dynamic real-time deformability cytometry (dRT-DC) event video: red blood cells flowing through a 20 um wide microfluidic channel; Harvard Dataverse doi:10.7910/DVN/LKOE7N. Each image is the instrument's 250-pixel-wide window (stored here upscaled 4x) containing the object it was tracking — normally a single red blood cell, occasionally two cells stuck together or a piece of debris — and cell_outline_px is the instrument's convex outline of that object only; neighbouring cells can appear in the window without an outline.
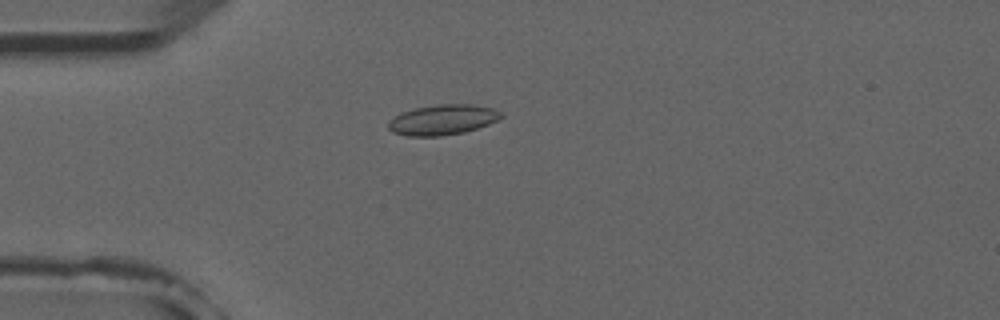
{"species": "common noctule bat (a hibernating species)", "species_latin": "Nyctalus noctula", "temperature_condition": "room temperature", "stored_images_in_passage": 5, "camera_frame_rate_fps": 3000, "um_per_image_px": 0.085, "animal": {"sex": "male", "forearm_length_mm": 52.5}, "frame": {"image": 1, "passage_image": 4, "time_ms": 3.667, "image_size_px": [1000, 320], "cell_outline_px": [[504, 116], [488, 124], [464, 132], [440, 136], [408, 136], [392, 132], [388, 128], [388, 120], [392, 116], [400, 112], [416, 108], [436, 104], [472, 104], [492, 108], [500, 112]], "centroid_in_image_um": [37.57, 10.17], "position_along_channel_um": 47.4, "area_um2": 19.94}}